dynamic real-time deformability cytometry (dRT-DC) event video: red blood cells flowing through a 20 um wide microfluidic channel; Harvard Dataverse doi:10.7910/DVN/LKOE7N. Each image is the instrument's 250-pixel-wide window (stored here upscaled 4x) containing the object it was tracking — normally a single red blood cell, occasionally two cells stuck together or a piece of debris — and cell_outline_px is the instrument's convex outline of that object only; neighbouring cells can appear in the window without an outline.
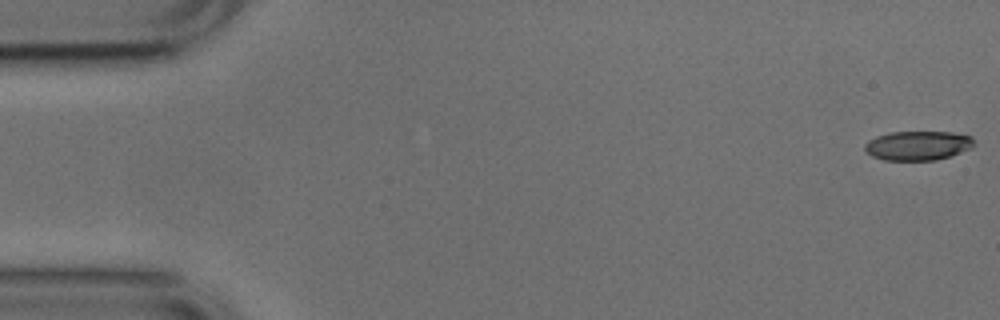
{"species": "common noctule bat (a hibernating species)", "species_latin": "Nyctalus noctula", "temperature_condition": "cold", "stored_images_in_passage": 52, "camera_frame_rate_fps": 3000, "um_per_image_px": 0.085, "animal": {"sex": "male", "body_mass_g": 17.9, "forearm_length_mm": 54.2}, "frame": {"image": 1, "passage_image": 1, "time_ms": 0.0, "image_size_px": [1000, 320], "cell_outline_px": [[976, 144], [972, 148], [936, 160], [884, 160], [872, 156], [864, 148], [864, 144], [868, 140], [876, 136], [892, 132], [952, 132], [972, 136]], "centroid_in_image_um": [78.03, 12.36], "position_along_channel_um": 7.0, "area_um2": 18.67}}
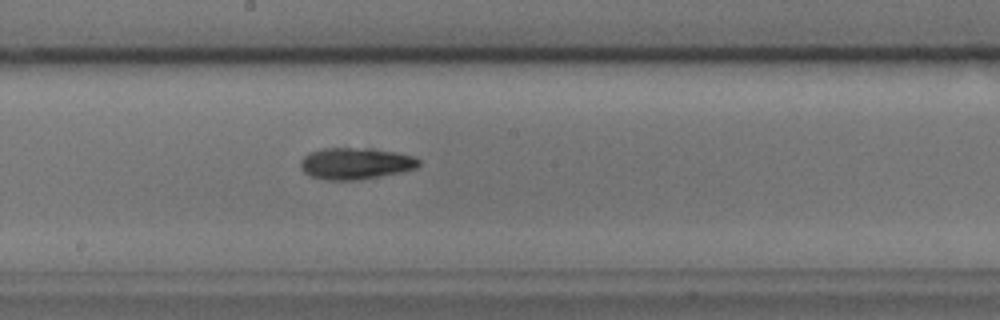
{"frame": {"image": 2, "passage_image": 28, "time_ms": 9.0, "image_size_px": [1000, 320], "cell_outline_px": [[420, 164], [416, 168], [400, 172], [356, 180], [328, 180], [308, 176], [300, 168], [300, 160], [308, 152], [320, 148], [372, 148], [396, 152], [416, 156], [420, 160]], "centroid_in_image_um": [30.19, 13.88], "position_along_channel_um": 218.0, "area_um2": 22.02}}
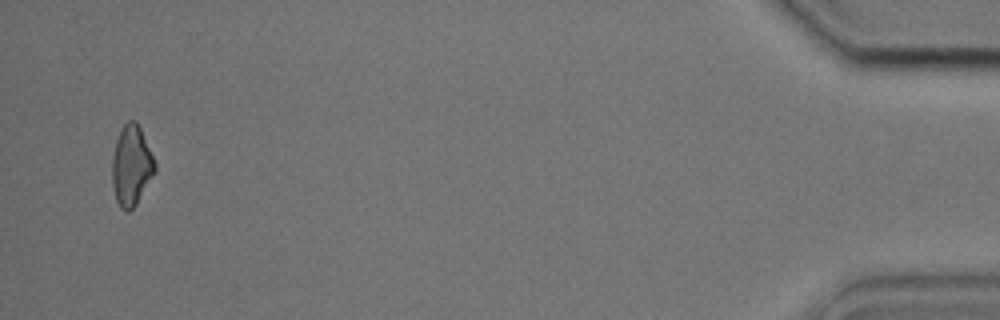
{"frame": {"image": 3, "passage_image": 51, "time_ms": 16.667, "image_size_px": [1000, 320], "cell_outline_px": [[156, 168], [136, 204], [128, 212], [120, 208], [116, 200], [112, 184], [112, 156], [116, 140], [124, 124], [128, 120], [136, 120], [140, 128], [156, 164]], "centroid_in_image_um": [11.14, 14.07], "position_along_channel_um": 424.1, "area_um2": 19.65}, "authors_computed_cell_mechanics": {"area_um2": 20.4034, "velocity_mm_per_s": 3.7952, "shape_relaxation_time_tau1_ms": 6.5604, "shape_relaxation_time_tau2_ms": 9.299, "deformation_change_tau1": 0.15, "deformation_change_tau2": 0.2008}}